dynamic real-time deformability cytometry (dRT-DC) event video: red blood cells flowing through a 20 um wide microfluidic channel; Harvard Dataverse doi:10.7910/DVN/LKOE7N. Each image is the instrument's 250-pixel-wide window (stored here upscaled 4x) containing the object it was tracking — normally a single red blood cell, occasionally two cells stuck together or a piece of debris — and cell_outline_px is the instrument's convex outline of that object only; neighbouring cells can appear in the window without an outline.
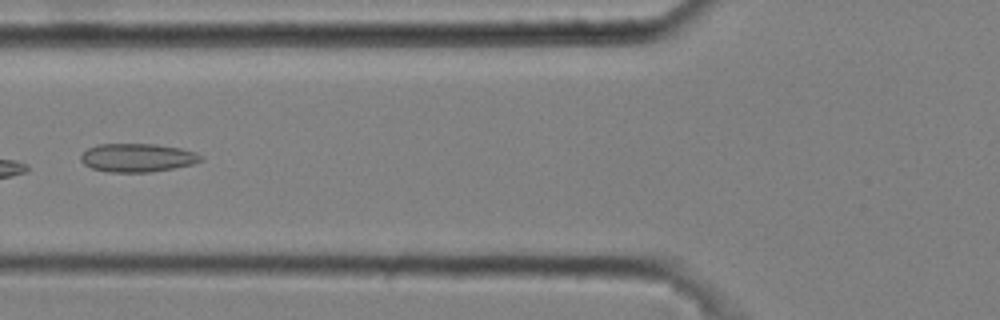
{"species": "common noctule bat (a hibernating species)", "species_latin": "Nyctalus noctula", "temperature_condition": "cold", "stored_images_in_passage": 6, "camera_frame_rate_fps": 3000, "um_per_image_px": 0.085, "animal": {"sex": "male", "body_mass_g": 20.4}, "frame": {"image": 1, "passage_image": 6, "time_ms": 1.667, "image_size_px": [1000, 320], "cell_outline_px": [[204, 160], [192, 164], [152, 172], [108, 172], [92, 168], [84, 164], [80, 160], [80, 156], [88, 148], [96, 144], [156, 144], [180, 148], [196, 152], [204, 156]], "centroid_in_image_um": [11.69, 13.4], "position_along_channel_um": 114.1, "area_um2": 20.0}}